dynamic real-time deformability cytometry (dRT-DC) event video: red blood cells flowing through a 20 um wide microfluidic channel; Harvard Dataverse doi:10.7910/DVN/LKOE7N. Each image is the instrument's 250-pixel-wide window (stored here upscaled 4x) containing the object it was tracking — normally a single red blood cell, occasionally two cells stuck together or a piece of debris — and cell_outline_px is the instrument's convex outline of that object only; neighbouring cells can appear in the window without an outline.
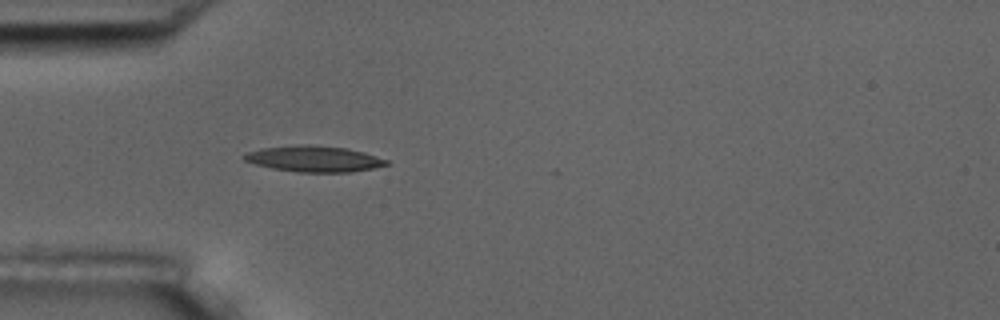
{"species": "common noctule bat (a hibernating species)", "species_latin": "Nyctalus noctula", "temperature_condition": "room temperature", "stored_images_in_passage": 2, "camera_frame_rate_fps": 3000, "um_per_image_px": 0.085, "animal": {"sex": "male", "body_mass_g": 17.5, "forearm_length_mm": 52.3}, "frame": {"image": 1, "passage_image": 2, "time_ms": 0.333, "image_size_px": [1000, 320], "cell_outline_px": [[392, 164], [352, 172], [296, 172], [272, 168], [256, 164], [244, 160], [240, 156], [248, 152], [260, 148], [300, 144], [344, 148], [364, 152], [388, 160]], "centroid_in_image_um": [26.68, 13.5], "position_along_channel_um": 58.3, "area_um2": 21.5}}